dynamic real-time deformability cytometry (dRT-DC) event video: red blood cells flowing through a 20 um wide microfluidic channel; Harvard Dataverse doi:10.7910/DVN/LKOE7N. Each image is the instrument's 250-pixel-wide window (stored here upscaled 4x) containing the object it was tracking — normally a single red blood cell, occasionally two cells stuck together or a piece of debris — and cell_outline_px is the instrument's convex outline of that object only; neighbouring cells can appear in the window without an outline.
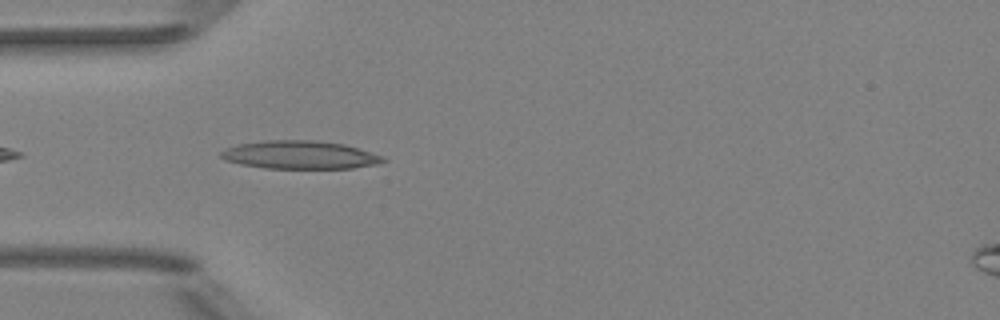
{"species": "Egyptian fruit bat (a non-hibernating species)", "species_latin": "Rousettus aegyptiacus", "temperature_condition": "room temperature", "stored_images_in_passage": 36, "camera_frame_rate_fps": 3000, "um_per_image_px": 0.085, "animal": {"sex": "female"}, "frame": {"image": 1, "passage_image": 2, "time_ms": 0.333, "image_size_px": [1000, 320], "cell_outline_px": [[388, 160], [376, 164], [352, 168], [264, 168], [240, 164], [224, 160], [220, 156], [220, 152], [228, 148], [240, 144], [264, 140], [316, 140], [344, 144], [384, 156]], "centroid_in_image_um": [25.5, 13.16], "position_along_channel_um": 59.5, "area_um2": 26.53}}
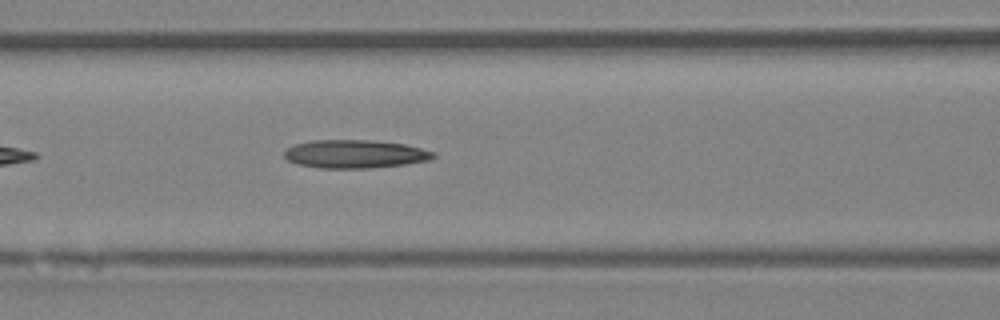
{"frame": {"image": 2, "passage_image": 8, "time_ms": 2.333, "image_size_px": [1000, 320], "cell_outline_px": [[436, 156], [432, 160], [404, 164], [372, 168], [320, 168], [296, 164], [288, 160], [284, 156], [284, 152], [288, 148], [296, 144], [312, 140], [372, 140], [404, 144], [436, 152]], "centroid_in_image_um": [30.2, 13.09], "position_along_channel_um": 136.4, "area_um2": 24.62}}
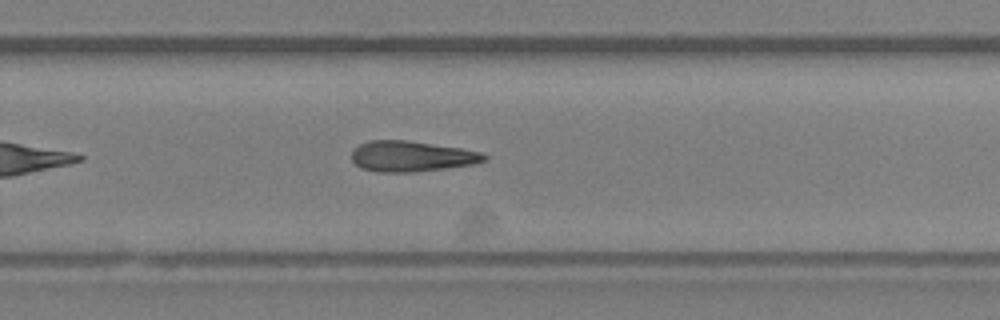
{"frame": {"image": 3, "passage_image": 20, "time_ms": 6.333, "image_size_px": [1000, 320], "cell_outline_px": [[488, 160], [472, 164], [444, 168], [412, 172], [376, 172], [360, 168], [352, 160], [352, 148], [368, 140], [408, 140], [460, 148], [480, 152], [488, 156]], "centroid_in_image_um": [34.94, 13.28], "position_along_channel_um": 294.9, "area_um2": 23.7}}